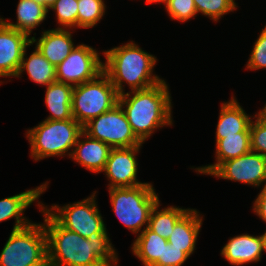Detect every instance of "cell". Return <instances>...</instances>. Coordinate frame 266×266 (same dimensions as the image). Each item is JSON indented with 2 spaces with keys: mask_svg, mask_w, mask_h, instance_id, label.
Wrapping results in <instances>:
<instances>
[{
  "mask_svg": "<svg viewBox=\"0 0 266 266\" xmlns=\"http://www.w3.org/2000/svg\"><path fill=\"white\" fill-rule=\"evenodd\" d=\"M55 67L58 66L75 48L69 29L55 28L43 31L40 39L31 37V44Z\"/></svg>",
  "mask_w": 266,
  "mask_h": 266,
  "instance_id": "9a60e30c",
  "label": "cell"
},
{
  "mask_svg": "<svg viewBox=\"0 0 266 266\" xmlns=\"http://www.w3.org/2000/svg\"><path fill=\"white\" fill-rule=\"evenodd\" d=\"M246 65V68L250 70L266 68V26L262 29L258 39L255 41Z\"/></svg>",
  "mask_w": 266,
  "mask_h": 266,
  "instance_id": "f546056e",
  "label": "cell"
},
{
  "mask_svg": "<svg viewBox=\"0 0 266 266\" xmlns=\"http://www.w3.org/2000/svg\"><path fill=\"white\" fill-rule=\"evenodd\" d=\"M103 72V62L96 49L79 44L56 66V81L73 87L95 79Z\"/></svg>",
  "mask_w": 266,
  "mask_h": 266,
  "instance_id": "30bf717a",
  "label": "cell"
},
{
  "mask_svg": "<svg viewBox=\"0 0 266 266\" xmlns=\"http://www.w3.org/2000/svg\"><path fill=\"white\" fill-rule=\"evenodd\" d=\"M112 209L127 229L140 234L142 227H148L152 208L159 202L151 183L135 187L110 188Z\"/></svg>",
  "mask_w": 266,
  "mask_h": 266,
  "instance_id": "8992f818",
  "label": "cell"
},
{
  "mask_svg": "<svg viewBox=\"0 0 266 266\" xmlns=\"http://www.w3.org/2000/svg\"><path fill=\"white\" fill-rule=\"evenodd\" d=\"M262 238V247H263V251L266 252V231L264 234L261 235Z\"/></svg>",
  "mask_w": 266,
  "mask_h": 266,
  "instance_id": "8d00e7d4",
  "label": "cell"
},
{
  "mask_svg": "<svg viewBox=\"0 0 266 266\" xmlns=\"http://www.w3.org/2000/svg\"><path fill=\"white\" fill-rule=\"evenodd\" d=\"M188 258L181 249L167 243L164 245L163 260H157L152 266H182Z\"/></svg>",
  "mask_w": 266,
  "mask_h": 266,
  "instance_id": "1f68e13d",
  "label": "cell"
},
{
  "mask_svg": "<svg viewBox=\"0 0 266 266\" xmlns=\"http://www.w3.org/2000/svg\"><path fill=\"white\" fill-rule=\"evenodd\" d=\"M81 137L84 139L82 140ZM111 149L106 143L93 139L82 132L75 146L71 149L70 158L87 170L99 173L104 170Z\"/></svg>",
  "mask_w": 266,
  "mask_h": 266,
  "instance_id": "5bb4252c",
  "label": "cell"
},
{
  "mask_svg": "<svg viewBox=\"0 0 266 266\" xmlns=\"http://www.w3.org/2000/svg\"><path fill=\"white\" fill-rule=\"evenodd\" d=\"M194 4L197 13L208 16L214 22L237 8L235 0H194Z\"/></svg>",
  "mask_w": 266,
  "mask_h": 266,
  "instance_id": "4316f807",
  "label": "cell"
},
{
  "mask_svg": "<svg viewBox=\"0 0 266 266\" xmlns=\"http://www.w3.org/2000/svg\"><path fill=\"white\" fill-rule=\"evenodd\" d=\"M96 192L80 202L59 207L52 205L44 209L64 228L73 231L84 238L95 232H105L106 226L96 204Z\"/></svg>",
  "mask_w": 266,
  "mask_h": 266,
  "instance_id": "ba28073f",
  "label": "cell"
},
{
  "mask_svg": "<svg viewBox=\"0 0 266 266\" xmlns=\"http://www.w3.org/2000/svg\"><path fill=\"white\" fill-rule=\"evenodd\" d=\"M142 145L112 148L102 172H105L110 188L135 187L141 184L137 179L138 163L136 155Z\"/></svg>",
  "mask_w": 266,
  "mask_h": 266,
  "instance_id": "7c38bea8",
  "label": "cell"
},
{
  "mask_svg": "<svg viewBox=\"0 0 266 266\" xmlns=\"http://www.w3.org/2000/svg\"><path fill=\"white\" fill-rule=\"evenodd\" d=\"M210 175L255 187L265 182L266 186V157L250 150L240 157L222 162Z\"/></svg>",
  "mask_w": 266,
  "mask_h": 266,
  "instance_id": "8fae6325",
  "label": "cell"
},
{
  "mask_svg": "<svg viewBox=\"0 0 266 266\" xmlns=\"http://www.w3.org/2000/svg\"><path fill=\"white\" fill-rule=\"evenodd\" d=\"M118 97L109 77L102 72L95 79L73 88L72 116L83 127L90 120L118 104Z\"/></svg>",
  "mask_w": 266,
  "mask_h": 266,
  "instance_id": "52a82bcc",
  "label": "cell"
},
{
  "mask_svg": "<svg viewBox=\"0 0 266 266\" xmlns=\"http://www.w3.org/2000/svg\"><path fill=\"white\" fill-rule=\"evenodd\" d=\"M17 5V21L6 22L2 17L0 18L7 26L12 27L30 37L32 30L39 26L47 17L50 11L43 4L34 0H19Z\"/></svg>",
  "mask_w": 266,
  "mask_h": 266,
  "instance_id": "603a6c76",
  "label": "cell"
},
{
  "mask_svg": "<svg viewBox=\"0 0 266 266\" xmlns=\"http://www.w3.org/2000/svg\"><path fill=\"white\" fill-rule=\"evenodd\" d=\"M262 238L247 233L237 235L229 239L222 248L221 255L231 265H244L246 263L258 262L262 258Z\"/></svg>",
  "mask_w": 266,
  "mask_h": 266,
  "instance_id": "2e32d148",
  "label": "cell"
},
{
  "mask_svg": "<svg viewBox=\"0 0 266 266\" xmlns=\"http://www.w3.org/2000/svg\"><path fill=\"white\" fill-rule=\"evenodd\" d=\"M165 3V6L168 2V0H146V4H150V3Z\"/></svg>",
  "mask_w": 266,
  "mask_h": 266,
  "instance_id": "d590c367",
  "label": "cell"
},
{
  "mask_svg": "<svg viewBox=\"0 0 266 266\" xmlns=\"http://www.w3.org/2000/svg\"><path fill=\"white\" fill-rule=\"evenodd\" d=\"M253 211L259 218L266 222V186L264 185L254 201Z\"/></svg>",
  "mask_w": 266,
  "mask_h": 266,
  "instance_id": "d6a6232c",
  "label": "cell"
},
{
  "mask_svg": "<svg viewBox=\"0 0 266 266\" xmlns=\"http://www.w3.org/2000/svg\"><path fill=\"white\" fill-rule=\"evenodd\" d=\"M172 20L186 22L197 14L194 0H168L166 7Z\"/></svg>",
  "mask_w": 266,
  "mask_h": 266,
  "instance_id": "f1b7e54d",
  "label": "cell"
},
{
  "mask_svg": "<svg viewBox=\"0 0 266 266\" xmlns=\"http://www.w3.org/2000/svg\"><path fill=\"white\" fill-rule=\"evenodd\" d=\"M49 9L56 11L57 21L62 26L57 28L77 27L78 0H57Z\"/></svg>",
  "mask_w": 266,
  "mask_h": 266,
  "instance_id": "83f0119b",
  "label": "cell"
},
{
  "mask_svg": "<svg viewBox=\"0 0 266 266\" xmlns=\"http://www.w3.org/2000/svg\"><path fill=\"white\" fill-rule=\"evenodd\" d=\"M104 0H78L77 28H91L105 15Z\"/></svg>",
  "mask_w": 266,
  "mask_h": 266,
  "instance_id": "484cf974",
  "label": "cell"
},
{
  "mask_svg": "<svg viewBox=\"0 0 266 266\" xmlns=\"http://www.w3.org/2000/svg\"><path fill=\"white\" fill-rule=\"evenodd\" d=\"M103 52L106 58L103 72L109 77L119 96L125 93V82L131 91H137L155 86L164 80L152 73L157 62L156 57L142 50L133 41Z\"/></svg>",
  "mask_w": 266,
  "mask_h": 266,
  "instance_id": "3957f363",
  "label": "cell"
},
{
  "mask_svg": "<svg viewBox=\"0 0 266 266\" xmlns=\"http://www.w3.org/2000/svg\"><path fill=\"white\" fill-rule=\"evenodd\" d=\"M45 103L51 114L47 120L74 119L71 112L73 86L54 82L46 86Z\"/></svg>",
  "mask_w": 266,
  "mask_h": 266,
  "instance_id": "44dd1931",
  "label": "cell"
},
{
  "mask_svg": "<svg viewBox=\"0 0 266 266\" xmlns=\"http://www.w3.org/2000/svg\"><path fill=\"white\" fill-rule=\"evenodd\" d=\"M43 4L46 8H50L57 0H34Z\"/></svg>",
  "mask_w": 266,
  "mask_h": 266,
  "instance_id": "e575fe53",
  "label": "cell"
},
{
  "mask_svg": "<svg viewBox=\"0 0 266 266\" xmlns=\"http://www.w3.org/2000/svg\"><path fill=\"white\" fill-rule=\"evenodd\" d=\"M26 49L21 60V65L16 77H20L23 71H27L29 78L41 85L48 86L56 82V67L52 65L35 47L29 58L26 56Z\"/></svg>",
  "mask_w": 266,
  "mask_h": 266,
  "instance_id": "cb8c5ba5",
  "label": "cell"
},
{
  "mask_svg": "<svg viewBox=\"0 0 266 266\" xmlns=\"http://www.w3.org/2000/svg\"><path fill=\"white\" fill-rule=\"evenodd\" d=\"M83 132L100 140L111 148L134 147L143 143L134 134L120 104L90 120L83 126Z\"/></svg>",
  "mask_w": 266,
  "mask_h": 266,
  "instance_id": "9c48e42d",
  "label": "cell"
},
{
  "mask_svg": "<svg viewBox=\"0 0 266 266\" xmlns=\"http://www.w3.org/2000/svg\"><path fill=\"white\" fill-rule=\"evenodd\" d=\"M83 127L75 119L47 120L45 119L34 128L28 129L26 137L30 143L31 157L35 161L67 155L73 148ZM69 151V153H68Z\"/></svg>",
  "mask_w": 266,
  "mask_h": 266,
  "instance_id": "277c9868",
  "label": "cell"
},
{
  "mask_svg": "<svg viewBox=\"0 0 266 266\" xmlns=\"http://www.w3.org/2000/svg\"><path fill=\"white\" fill-rule=\"evenodd\" d=\"M167 243V239L145 227L136 237L131 248L133 254L144 266H152L157 260H163L164 245Z\"/></svg>",
  "mask_w": 266,
  "mask_h": 266,
  "instance_id": "7402d4cb",
  "label": "cell"
},
{
  "mask_svg": "<svg viewBox=\"0 0 266 266\" xmlns=\"http://www.w3.org/2000/svg\"><path fill=\"white\" fill-rule=\"evenodd\" d=\"M48 182L37 188L29 189L17 195L10 196L0 200V222L14 217L15 225L13 230L28 226L31 222L24 217V211L30 205L39 199L40 195L45 192Z\"/></svg>",
  "mask_w": 266,
  "mask_h": 266,
  "instance_id": "ac0fdd59",
  "label": "cell"
},
{
  "mask_svg": "<svg viewBox=\"0 0 266 266\" xmlns=\"http://www.w3.org/2000/svg\"><path fill=\"white\" fill-rule=\"evenodd\" d=\"M251 117L239 105L235 97L222 103L215 133L216 142L239 132H250Z\"/></svg>",
  "mask_w": 266,
  "mask_h": 266,
  "instance_id": "d6986e66",
  "label": "cell"
},
{
  "mask_svg": "<svg viewBox=\"0 0 266 266\" xmlns=\"http://www.w3.org/2000/svg\"><path fill=\"white\" fill-rule=\"evenodd\" d=\"M203 218L196 209H190L176 222L171 235L167 239L170 245L181 249L188 256L195 250L198 234Z\"/></svg>",
  "mask_w": 266,
  "mask_h": 266,
  "instance_id": "e0dca14e",
  "label": "cell"
},
{
  "mask_svg": "<svg viewBox=\"0 0 266 266\" xmlns=\"http://www.w3.org/2000/svg\"><path fill=\"white\" fill-rule=\"evenodd\" d=\"M258 119H260L262 122L266 123V104L262 110H260L256 115Z\"/></svg>",
  "mask_w": 266,
  "mask_h": 266,
  "instance_id": "836d02e7",
  "label": "cell"
},
{
  "mask_svg": "<svg viewBox=\"0 0 266 266\" xmlns=\"http://www.w3.org/2000/svg\"><path fill=\"white\" fill-rule=\"evenodd\" d=\"M256 121L250 124V148L251 151L266 157V123L262 122L256 116Z\"/></svg>",
  "mask_w": 266,
  "mask_h": 266,
  "instance_id": "4dcf8cb0",
  "label": "cell"
},
{
  "mask_svg": "<svg viewBox=\"0 0 266 266\" xmlns=\"http://www.w3.org/2000/svg\"><path fill=\"white\" fill-rule=\"evenodd\" d=\"M171 101L165 80L150 88L127 92L118 97V103L123 108L134 134L142 143L155 129L173 124Z\"/></svg>",
  "mask_w": 266,
  "mask_h": 266,
  "instance_id": "7a4b0ae2",
  "label": "cell"
},
{
  "mask_svg": "<svg viewBox=\"0 0 266 266\" xmlns=\"http://www.w3.org/2000/svg\"><path fill=\"white\" fill-rule=\"evenodd\" d=\"M160 201L152 208L148 228L162 238L168 239L176 222L189 210L177 206H169L159 210Z\"/></svg>",
  "mask_w": 266,
  "mask_h": 266,
  "instance_id": "d4e9b609",
  "label": "cell"
},
{
  "mask_svg": "<svg viewBox=\"0 0 266 266\" xmlns=\"http://www.w3.org/2000/svg\"><path fill=\"white\" fill-rule=\"evenodd\" d=\"M0 266H48L44 224L12 230L0 253Z\"/></svg>",
  "mask_w": 266,
  "mask_h": 266,
  "instance_id": "5b68a950",
  "label": "cell"
},
{
  "mask_svg": "<svg viewBox=\"0 0 266 266\" xmlns=\"http://www.w3.org/2000/svg\"><path fill=\"white\" fill-rule=\"evenodd\" d=\"M31 38L0 19V77H16Z\"/></svg>",
  "mask_w": 266,
  "mask_h": 266,
  "instance_id": "4fadbf2b",
  "label": "cell"
},
{
  "mask_svg": "<svg viewBox=\"0 0 266 266\" xmlns=\"http://www.w3.org/2000/svg\"><path fill=\"white\" fill-rule=\"evenodd\" d=\"M48 266H117L118 256L107 230L87 238L62 227L42 206ZM112 262V263H111Z\"/></svg>",
  "mask_w": 266,
  "mask_h": 266,
  "instance_id": "6da1fadb",
  "label": "cell"
},
{
  "mask_svg": "<svg viewBox=\"0 0 266 266\" xmlns=\"http://www.w3.org/2000/svg\"><path fill=\"white\" fill-rule=\"evenodd\" d=\"M216 160L212 165L195 168L196 172L210 175L222 162L235 159L248 153L250 148V132H239L226 136L216 142Z\"/></svg>",
  "mask_w": 266,
  "mask_h": 266,
  "instance_id": "ffe728a7",
  "label": "cell"
}]
</instances>
